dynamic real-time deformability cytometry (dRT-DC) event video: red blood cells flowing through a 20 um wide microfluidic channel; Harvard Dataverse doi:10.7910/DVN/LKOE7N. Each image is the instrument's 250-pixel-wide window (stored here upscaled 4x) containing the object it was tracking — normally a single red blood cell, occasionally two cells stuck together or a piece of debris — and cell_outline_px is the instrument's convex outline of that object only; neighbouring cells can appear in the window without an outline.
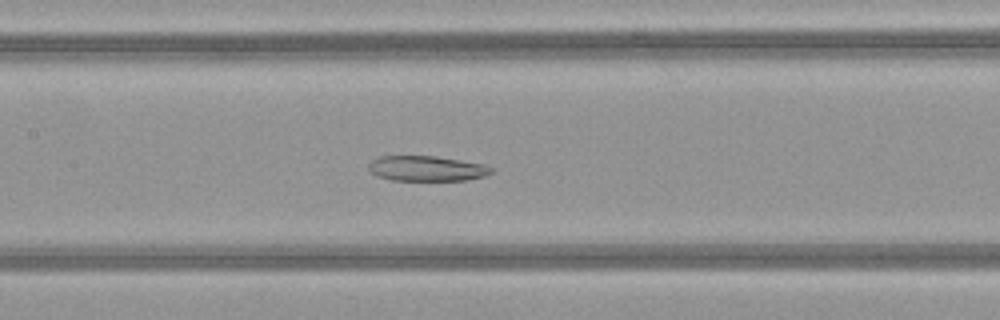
{"species": "common noctule bat (a hibernating species)", "species_latin": "Nyctalus noctula", "temperature_condition": "warm", "stored_images_in_passage": 51, "segment_of_instrument_passage": [1, 2], "camera_frame_rate_fps": 3000, "um_per_image_px": 0.085, "animal": {"sex": "female", "body_mass_g": 21.9}, "frame": {"image": 1, "passage_image": 24, "time_ms": 7.667, "image_size_px": [1000, 320], "cell_outline_px": [[492, 172], [484, 176], [468, 180], [392, 180], [376, 176], [368, 168], [368, 164], [372, 160], [380, 156], [436, 156], [484, 164], [492, 168]], "centroid_in_image_um": [36.25, 14.32], "position_along_channel_um": 171.1, "area_um2": 17.98}}
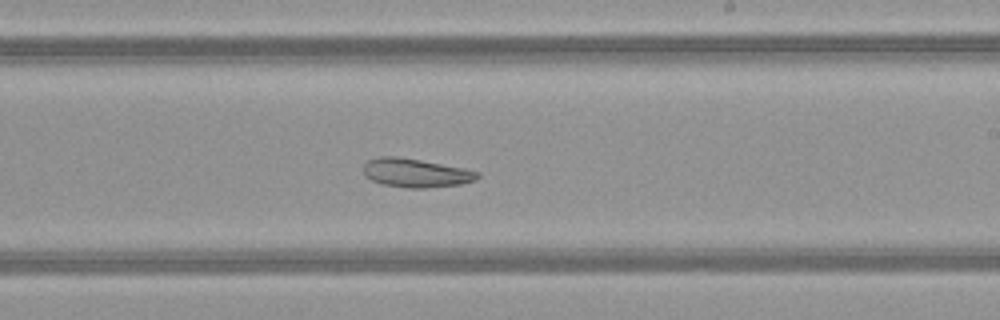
{"frame": {"image": 2, "passage_image": 30, "time_ms": 9.667, "image_size_px": [1000, 320], "cell_outline_px": [[480, 176], [476, 180], [460, 184], [424, 188], [404, 188], [380, 184], [364, 176], [364, 164], [368, 160], [376, 156], [396, 156], [420, 160], [464, 168], [480, 172]], "centroid_in_image_um": [35.32, 14.7], "position_along_channel_um": 253.7, "area_um2": 19.25}}
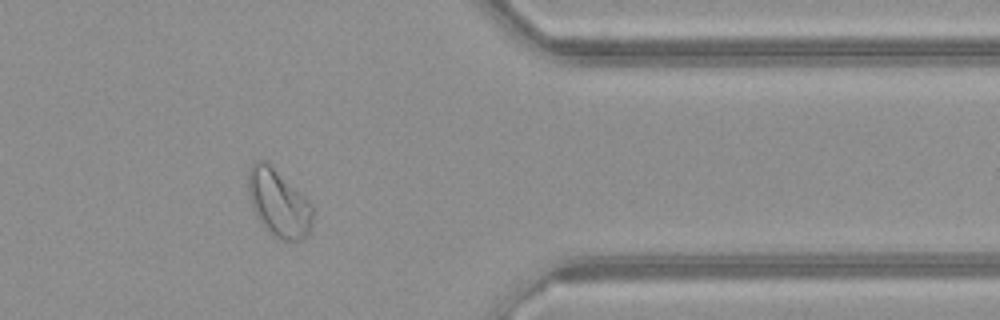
{"frame": {"image": 3, "passage_image": 41, "time_ms": 13.333, "image_size_px": [1000, 320], "cell_outline_px": [[312, 224], [308, 236], [304, 240], [284, 240], [272, 236], [264, 228], [252, 204], [248, 192], [248, 172], [252, 164], [256, 160], [264, 160], [272, 164], [312, 204]], "centroid_in_image_um": [23.69, 17.25], "position_along_channel_um": 387.7, "area_um2": 25.37}}